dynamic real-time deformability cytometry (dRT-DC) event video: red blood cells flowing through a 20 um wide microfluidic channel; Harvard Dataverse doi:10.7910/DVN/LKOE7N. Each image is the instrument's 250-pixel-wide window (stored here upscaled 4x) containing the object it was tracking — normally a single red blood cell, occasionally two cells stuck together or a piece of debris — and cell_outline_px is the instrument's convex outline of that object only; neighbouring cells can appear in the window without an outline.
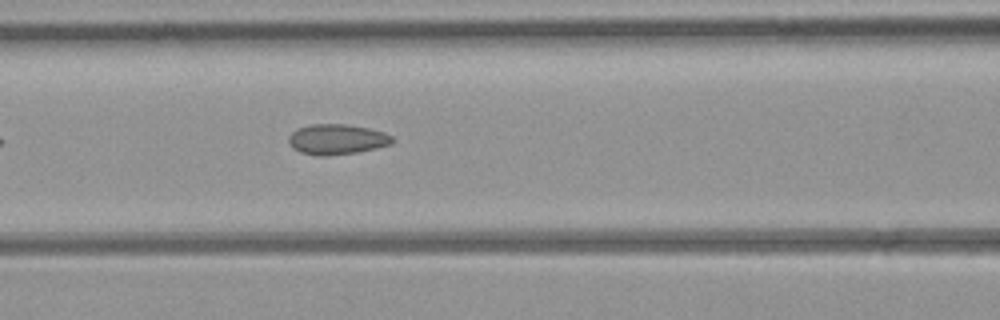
{"species": "common noctule bat (a hibernating species)", "species_latin": "Nyctalus noctula", "temperature_condition": "room temperature", "stored_images_in_passage": 4, "camera_frame_rate_fps": 3000, "um_per_image_px": 0.085, "animal": {"sex": "female", "body_mass_g": 21.9}, "frame": {"image": 1, "passage_image": 4, "time_ms": 3.333, "image_size_px": [1000, 320], "cell_outline_px": [[392, 144], [376, 148], [356, 152], [324, 156], [320, 156], [300, 152], [292, 148], [288, 140], [288, 136], [296, 128], [312, 124], [344, 124], [368, 128], [384, 132], [392, 136]], "centroid_in_image_um": [28.6, 11.84], "position_along_channel_um": 138.0, "area_um2": 18.26}}